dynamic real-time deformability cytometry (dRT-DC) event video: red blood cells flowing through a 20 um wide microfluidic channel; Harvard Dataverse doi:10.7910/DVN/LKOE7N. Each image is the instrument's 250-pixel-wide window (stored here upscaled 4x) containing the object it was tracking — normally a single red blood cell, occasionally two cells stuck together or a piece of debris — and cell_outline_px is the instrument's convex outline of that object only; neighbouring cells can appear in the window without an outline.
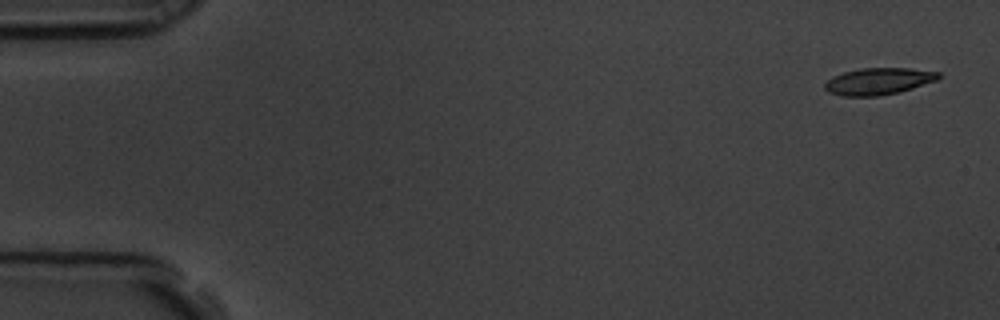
{"species": "common noctule bat (a hibernating species)", "species_latin": "Nyctalus noctula", "temperature_condition": "room temperature", "stored_images_in_passage": 4, "camera_frame_rate_fps": 3000, "um_per_image_px": 0.085, "animal": {"sex": "male", "body_mass_g": 19.5, "forearm_length_mm": 54.6}, "frame": {"image": 1, "passage_image": 1, "time_ms": 0.0, "image_size_px": [1000, 320], "cell_outline_px": [[940, 76], [936, 80], [900, 92], [876, 96], [840, 96], [828, 92], [824, 88], [824, 84], [832, 76], [844, 72], [860, 68], [908, 68], [940, 72]], "centroid_in_image_um": [74.63, 6.91], "position_along_channel_um": 10.4, "area_um2": 17.74}}